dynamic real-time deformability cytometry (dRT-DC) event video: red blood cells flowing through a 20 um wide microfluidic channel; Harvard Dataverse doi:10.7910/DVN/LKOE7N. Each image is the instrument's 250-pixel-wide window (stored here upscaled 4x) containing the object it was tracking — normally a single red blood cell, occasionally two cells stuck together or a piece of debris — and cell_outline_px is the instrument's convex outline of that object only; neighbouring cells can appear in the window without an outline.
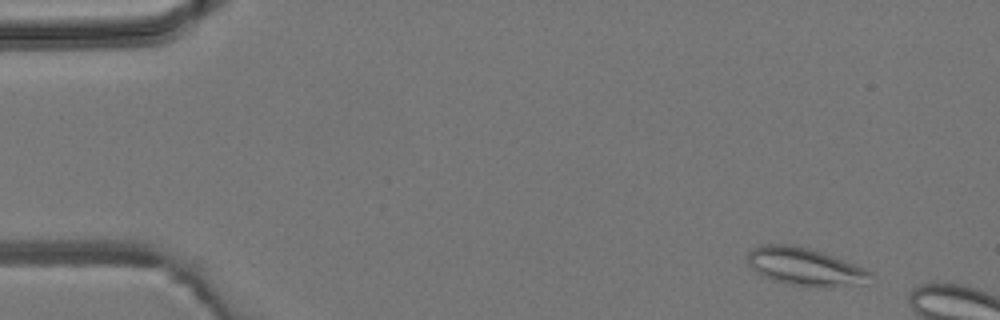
{"species": "common noctule bat (a hibernating species)", "species_latin": "Nyctalus noctula", "temperature_condition": "room temperature", "stored_images_in_passage": 3, "camera_frame_rate_fps": 3000, "um_per_image_px": 0.085, "animal": {"sex": "male", "body_mass_g": 19.2, "forearm_length_mm": 51.8}, "frame": {"image": 1, "passage_image": 1, "time_ms": 0.0, "image_size_px": [1000, 320], "cell_outline_px": [[872, 272], [860, 284], [816, 288], [808, 288], [788, 284], [772, 280], [756, 272], [748, 264], [748, 252], [752, 248], [760, 244], [792, 244], [824, 252], [856, 264]], "centroid_in_image_um": [68.36, 22.66], "position_along_channel_um": 16.6, "area_um2": 27.17}}